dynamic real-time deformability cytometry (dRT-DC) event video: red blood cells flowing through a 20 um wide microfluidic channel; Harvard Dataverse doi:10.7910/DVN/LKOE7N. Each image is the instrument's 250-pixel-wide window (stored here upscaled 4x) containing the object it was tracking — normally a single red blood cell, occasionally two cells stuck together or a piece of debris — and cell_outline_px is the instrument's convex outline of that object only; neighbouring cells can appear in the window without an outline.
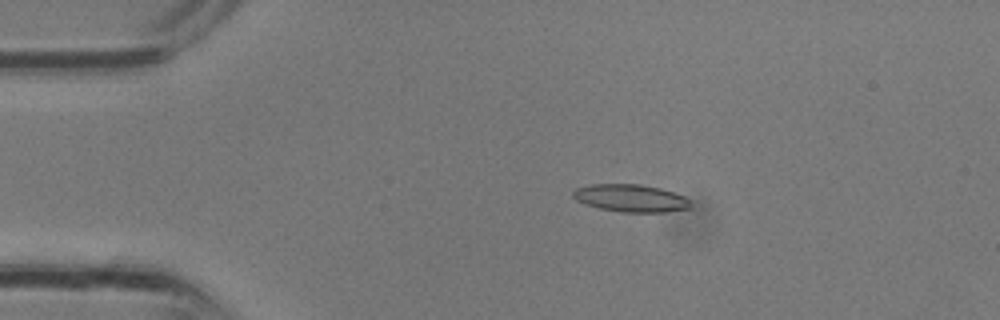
{"species": "common noctule bat (a hibernating species)", "species_latin": "Nyctalus noctula", "temperature_condition": "room temperature", "stored_images_in_passage": 3, "camera_frame_rate_fps": 3000, "um_per_image_px": 0.085, "animal": {"sex": "male", "body_mass_g": 13.3}, "frame": {"image": 1, "passage_image": 2, "time_ms": 0.333, "image_size_px": [1000, 320], "cell_outline_px": [[692, 208], [664, 212], [624, 212], [600, 208], [584, 204], [576, 200], [572, 196], [572, 192], [576, 188], [588, 184], [640, 184], [660, 188], [684, 196], [692, 200]], "centroid_in_image_um": [53.63, 16.84], "position_along_channel_um": 31.4, "area_um2": 19.02}}